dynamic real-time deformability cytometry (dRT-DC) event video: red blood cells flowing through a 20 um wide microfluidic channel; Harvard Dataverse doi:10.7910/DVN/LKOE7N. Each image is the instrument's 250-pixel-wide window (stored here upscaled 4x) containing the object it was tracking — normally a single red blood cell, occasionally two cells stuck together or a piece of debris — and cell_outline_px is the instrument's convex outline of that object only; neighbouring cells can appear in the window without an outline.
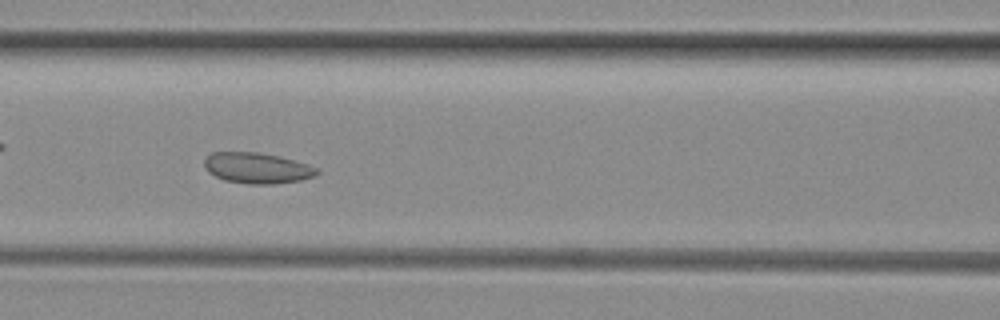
{"species": "common noctule bat (a hibernating species)", "species_latin": "Nyctalus noctula", "temperature_condition": "room temperature", "stored_images_in_passage": 8, "segment_of_instrument_passage": [1, 2], "camera_frame_rate_fps": 3000, "um_per_image_px": 0.085, "animal": {"sex": "female", "body_mass_g": 29.2, "forearm_length_mm": 56.3}, "frame": {"image": 1, "passage_image": 4, "time_ms": 3.333, "image_size_px": [1000, 320], "cell_outline_px": [[320, 172], [312, 176], [300, 180], [276, 184], [248, 184], [224, 180], [208, 172], [204, 164], [204, 160], [212, 152], [260, 152], [280, 156], [308, 164], [320, 168]], "centroid_in_image_um": [21.87, 14.28], "position_along_channel_um": 144.7, "area_um2": 20.29}}
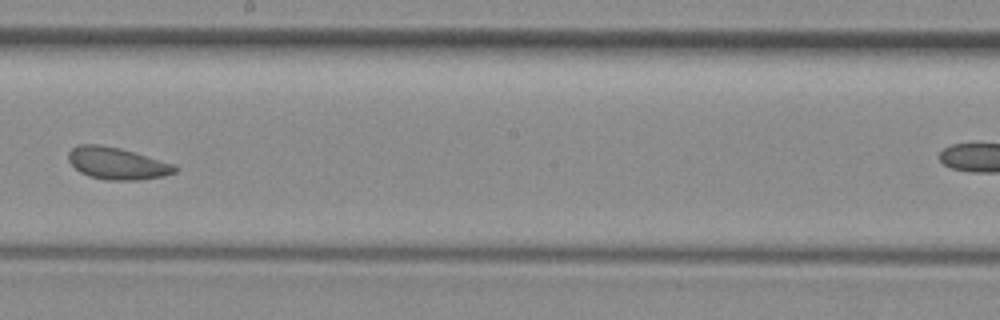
{"frame": {"image": 2, "passage_image": 6, "time_ms": 5.667, "image_size_px": [1000, 320], "cell_outline_px": [[180, 168], [176, 172], [164, 176], [140, 180], [104, 180], [88, 176], [80, 172], [68, 160], [68, 152], [72, 148], [80, 144], [100, 144], [120, 148], [176, 164]], "centroid_in_image_um": [9.99, 13.89], "position_along_channel_um": 238.2, "area_um2": 20.11}}
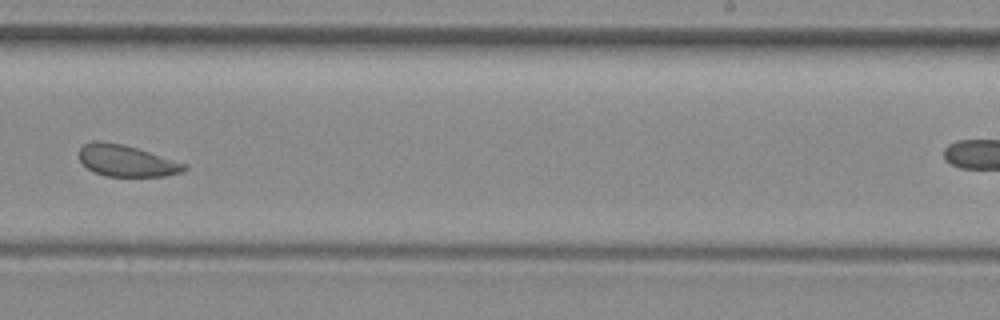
{"frame": {"image": 3, "passage_image": 7, "time_ms": 6.667, "image_size_px": [1000, 320], "cell_outline_px": [[188, 168], [180, 172], [164, 176], [104, 176], [88, 168], [80, 160], [80, 148], [84, 144], [92, 140], [100, 140], [124, 144], [188, 164]], "centroid_in_image_um": [10.75, 13.65], "position_along_channel_um": 278.2, "area_um2": 19.25}}